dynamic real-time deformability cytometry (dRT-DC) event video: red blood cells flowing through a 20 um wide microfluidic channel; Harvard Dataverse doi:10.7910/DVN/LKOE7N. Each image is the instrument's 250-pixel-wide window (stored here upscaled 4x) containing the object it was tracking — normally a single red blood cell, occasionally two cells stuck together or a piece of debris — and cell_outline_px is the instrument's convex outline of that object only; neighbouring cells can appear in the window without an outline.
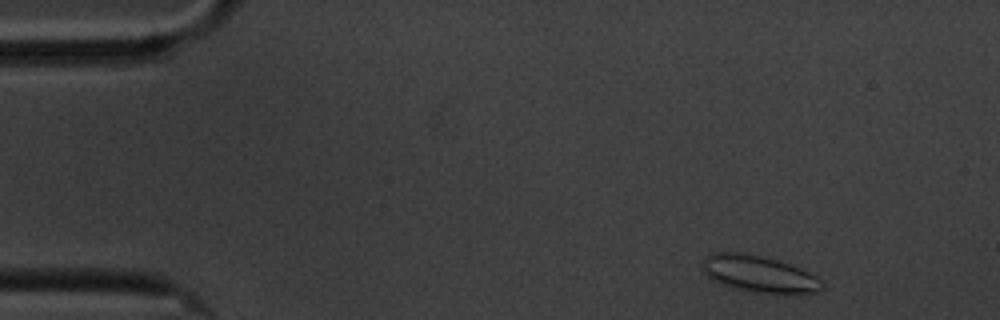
{"species": "common noctule bat (a hibernating species)", "species_latin": "Nyctalus noctula", "temperature_condition": "cold", "stored_images_in_passage": 4, "camera_frame_rate_fps": 3000, "um_per_image_px": 0.085, "animal": {"sex": "male", "body_mass_g": 20.1, "forearm_length_mm": 53.5}, "frame": {"image": 1, "passage_image": 1, "time_ms": 0.0, "image_size_px": [1000, 320], "cell_outline_px": [[824, 288], [816, 292], [784, 296], [752, 292], [728, 288], [712, 280], [704, 272], [704, 256], [712, 252], [744, 252], [776, 260], [788, 264], [808, 272], [816, 276], [824, 284]], "centroid_in_image_um": [64.53, 23.33], "position_along_channel_um": 20.5, "area_um2": 26.18}}
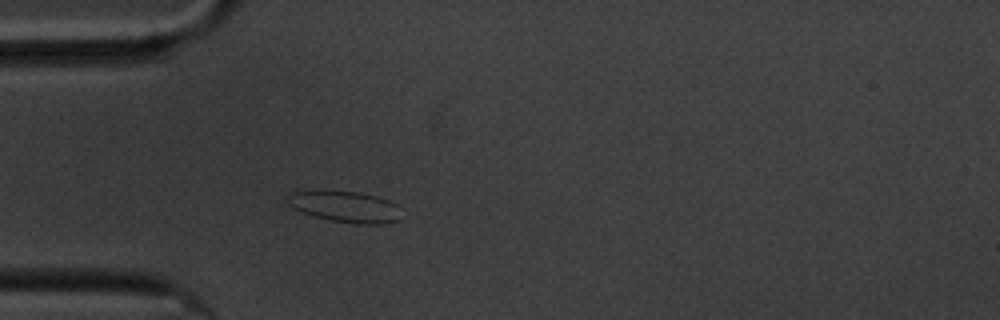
{"frame": {"image": 2, "passage_image": 4, "time_ms": 3.333, "image_size_px": [1000, 320], "cell_outline_px": [[400, 220], [384, 224], [356, 224], [332, 220], [316, 216], [292, 208], [288, 204], [288, 192], [360, 192], [376, 196], [388, 200], [396, 204]], "centroid_in_image_um": [29.38, 17.59], "position_along_channel_um": 55.6, "area_um2": 20.11}}